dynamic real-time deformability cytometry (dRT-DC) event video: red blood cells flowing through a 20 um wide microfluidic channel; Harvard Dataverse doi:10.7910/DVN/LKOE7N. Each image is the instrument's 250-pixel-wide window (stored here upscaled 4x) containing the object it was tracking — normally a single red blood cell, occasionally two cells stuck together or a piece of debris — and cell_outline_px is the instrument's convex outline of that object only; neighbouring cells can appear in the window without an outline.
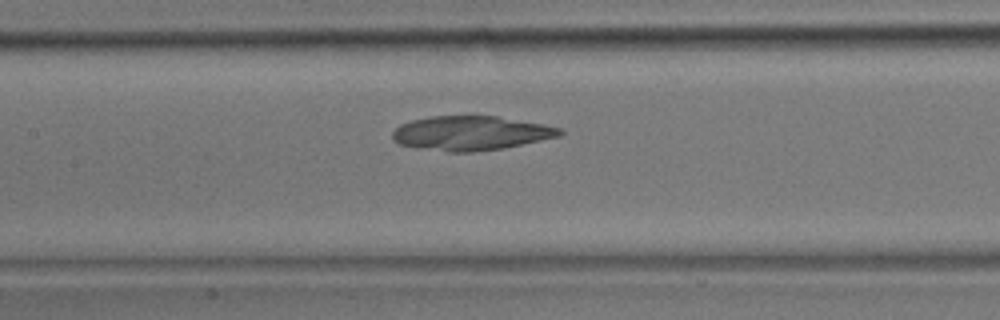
{"species": "common noctule bat (a hibernating species)", "species_latin": "Nyctalus noctula", "temperature_condition": "room temperature", "stored_images_in_passage": 35, "camera_frame_rate_fps": 3000, "um_per_image_px": 0.085, "animal": {"sex": "male", "body_mass_g": 17.9}, "frame": {"image": 1, "passage_image": 14, "time_ms": 4.333, "image_size_px": [1000, 320], "cell_outline_px": [[564, 132], [560, 136], [504, 148], [472, 152], [448, 152], [416, 148], [400, 144], [392, 140], [392, 132], [400, 124], [412, 120], [428, 116], [496, 116], [544, 124], [560, 128]], "centroid_in_image_um": [39.99, 11.32], "position_along_channel_um": 167.4, "area_um2": 33.58}}
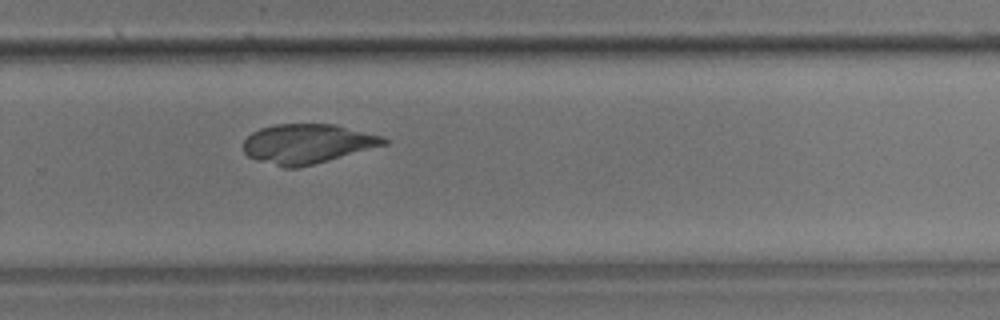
{"frame": {"image": 2, "passage_image": 22, "time_ms": 7.0, "image_size_px": [1000, 320], "cell_outline_px": [[388, 144], [328, 160], [296, 168], [284, 168], [256, 160], [248, 156], [244, 152], [244, 140], [252, 132], [260, 128], [276, 124], [336, 124], [384, 136], [388, 140]], "centroid_in_image_um": [26.13, 12.21], "position_along_channel_um": 303.7, "area_um2": 32.37}}
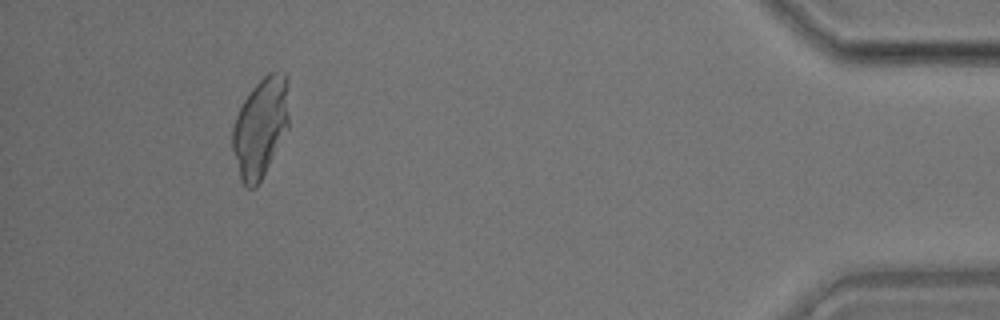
{"frame": {"image": 3, "passage_image": 32, "time_ms": 10.333, "image_size_px": [1000, 320], "cell_outline_px": [[288, 128], [256, 188], [248, 188], [240, 180], [232, 148], [232, 128], [236, 116], [244, 100], [252, 88], [268, 72], [288, 72]], "centroid_in_image_um": [22.14, 10.79], "position_along_channel_um": 413.1, "area_um2": 32.66}}